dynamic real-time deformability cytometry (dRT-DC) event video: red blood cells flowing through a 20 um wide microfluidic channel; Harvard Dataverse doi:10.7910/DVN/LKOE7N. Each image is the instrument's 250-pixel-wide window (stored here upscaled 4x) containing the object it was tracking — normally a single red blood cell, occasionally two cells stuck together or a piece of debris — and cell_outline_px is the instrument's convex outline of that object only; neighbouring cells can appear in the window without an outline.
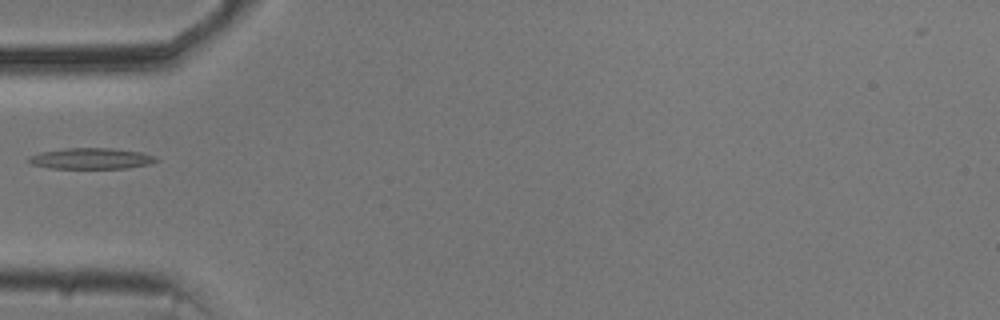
{"species": "common noctule bat (a hibernating species)", "species_latin": "Nyctalus noctula", "temperature_condition": "cold", "stored_images_in_passage": 37, "camera_frame_rate_fps": 3000, "um_per_image_px": 0.085, "animal": {"sex": "male", "body_mass_g": 20.5, "forearm_length_mm": 52.5}, "frame": {"image": 1, "passage_image": 1, "time_ms": 0.0, "image_size_px": [1000, 320], "cell_outline_px": [[160, 160], [152, 164], [128, 168], [52, 168], [32, 164], [28, 160], [28, 156], [40, 152], [64, 148], [112, 148], [140, 152], [156, 156]], "centroid_in_image_um": [7.8, 13.47], "position_along_channel_um": 77.2, "area_um2": 15.66}}
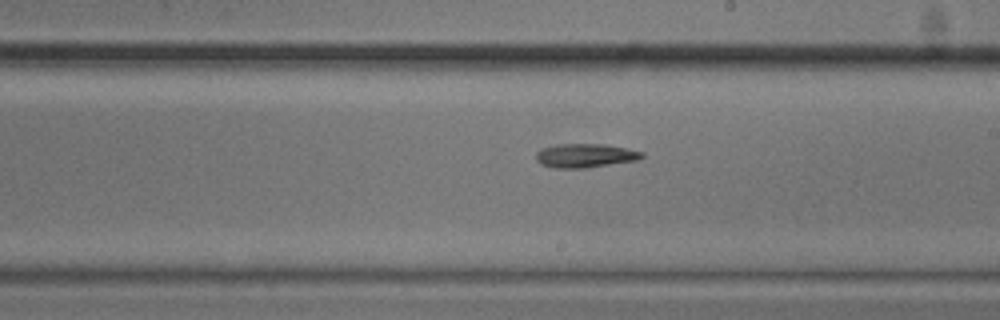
{"frame": {"image": 2, "passage_image": 14, "time_ms": 4.333, "image_size_px": [1000, 320], "cell_outline_px": [[644, 156], [636, 160], [584, 168], [556, 168], [540, 164], [536, 160], [536, 152], [540, 148], [556, 144], [604, 144], [628, 148], [644, 152]], "centroid_in_image_um": [49.71, 13.21], "position_along_channel_um": 239.3, "area_um2": 14.8}}
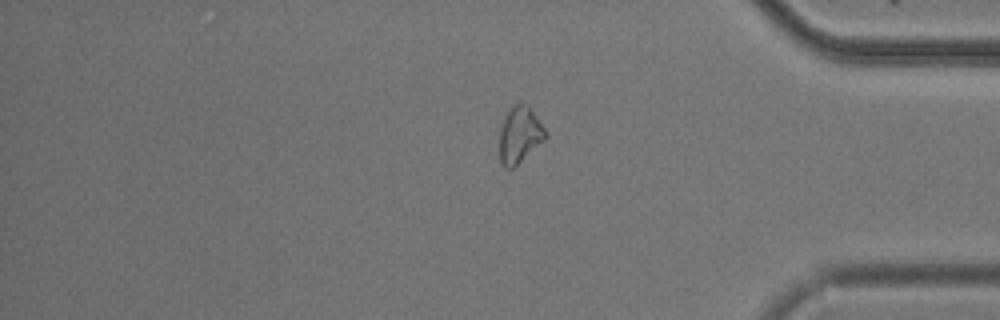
{"frame": {"image": 3, "passage_image": 28, "time_ms": 9.0, "image_size_px": [1000, 320], "cell_outline_px": [[548, 136], [544, 140], [512, 168], [504, 168], [500, 160], [500, 128], [504, 116], [508, 108], [520, 100], [532, 112], [548, 132]], "centroid_in_image_um": [44.15, 11.43], "position_along_channel_um": 391.0, "area_um2": 14.97}}